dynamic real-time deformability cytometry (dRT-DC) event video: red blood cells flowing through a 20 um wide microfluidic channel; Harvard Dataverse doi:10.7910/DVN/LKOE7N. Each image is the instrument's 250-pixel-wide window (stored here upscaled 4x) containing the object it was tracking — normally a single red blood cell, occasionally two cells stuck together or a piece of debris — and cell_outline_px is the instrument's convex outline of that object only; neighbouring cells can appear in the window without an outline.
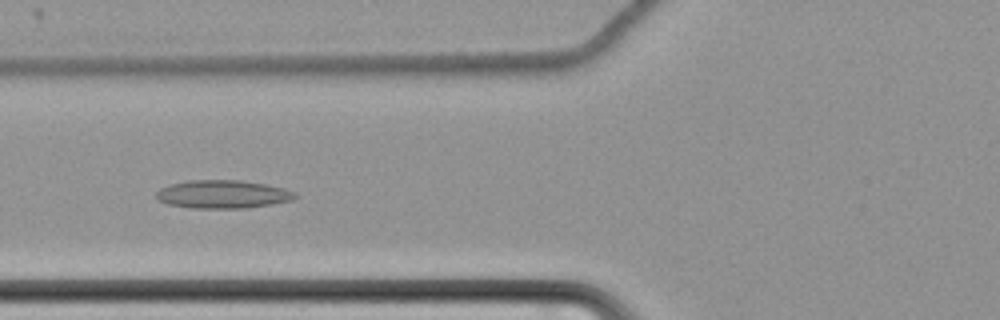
{"species": "common noctule bat (a hibernating species)", "species_latin": "Nyctalus noctula", "temperature_condition": "cold", "stored_images_in_passage": 66, "camera_frame_rate_fps": 3000, "um_per_image_px": 0.085, "animal": {"sex": "female", "body_mass_g": 22.7, "forearm_length_mm": 54.2}, "frame": {"image": 1, "passage_image": 30, "time_ms": 9.667, "image_size_px": [1000, 320], "cell_outline_px": [[300, 196], [292, 200], [272, 204], [244, 208], [188, 208], [168, 204], [156, 200], [156, 192], [160, 188], [172, 184], [188, 180], [240, 180], [264, 184], [284, 188], [296, 192]], "centroid_in_image_um": [18.94, 16.51], "position_along_channel_um": 106.9, "area_um2": 22.95}}
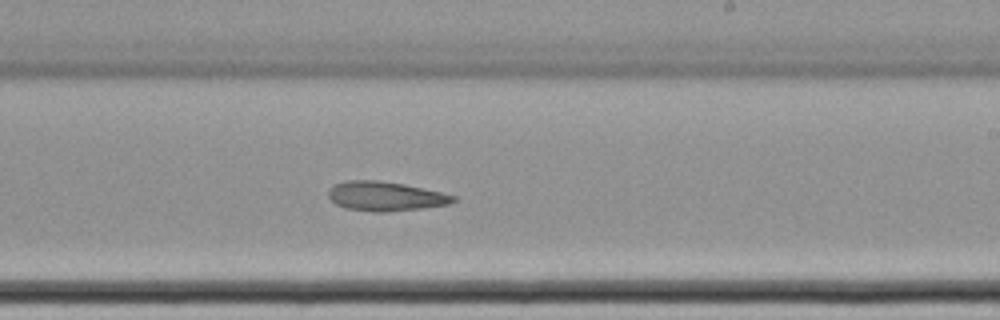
{"frame": {"image": 2, "passage_image": 43, "time_ms": 14.0, "image_size_px": [1000, 320], "cell_outline_px": [[460, 200], [448, 204], [420, 208], [388, 212], [372, 212], [344, 208], [336, 204], [328, 196], [328, 188], [332, 184], [348, 180], [380, 180], [404, 184], [440, 192], [456, 196]], "centroid_in_image_um": [32.73, 16.68], "position_along_channel_um": 256.3, "area_um2": 21.56}}
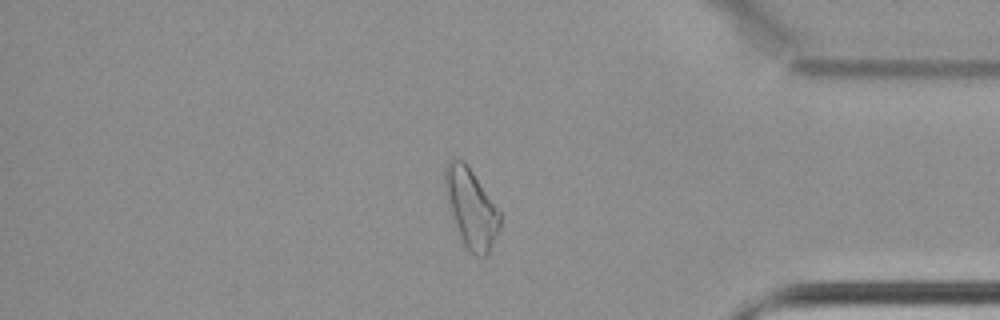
{"frame": {"image": 3, "passage_image": 57, "time_ms": 18.667, "image_size_px": [1000, 320], "cell_outline_px": [[500, 228], [488, 252], [484, 256], [476, 256], [468, 252], [460, 236], [452, 212], [444, 180], [444, 168], [448, 160], [456, 156], [464, 160], [500, 212]], "centroid_in_image_um": [40.05, 17.66], "position_along_channel_um": 395.2, "area_um2": 24.62}}